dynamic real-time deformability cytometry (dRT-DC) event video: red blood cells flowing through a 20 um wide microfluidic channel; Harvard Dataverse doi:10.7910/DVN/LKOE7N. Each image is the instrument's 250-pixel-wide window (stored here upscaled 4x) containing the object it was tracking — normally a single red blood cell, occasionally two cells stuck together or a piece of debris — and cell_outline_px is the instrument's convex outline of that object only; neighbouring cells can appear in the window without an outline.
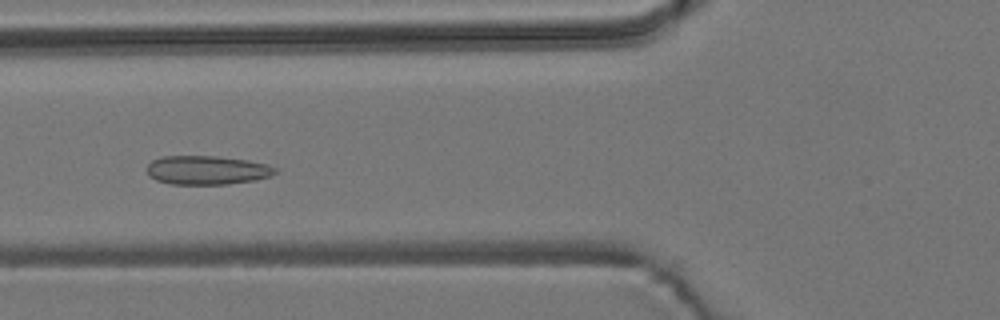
{"species": "common noctule bat (a hibernating species)", "species_latin": "Nyctalus noctula", "temperature_condition": "room temperature", "stored_images_in_passage": 52, "camera_frame_rate_fps": 3000, "um_per_image_px": 0.085, "animal": {"sex": "male", "body_mass_g": 19.2, "forearm_length_mm": 51.8}, "frame": {"image": 1, "passage_image": 18, "time_ms": 5.667, "image_size_px": [1000, 320], "cell_outline_px": [[276, 172], [272, 176], [256, 180], [228, 184], [172, 184], [156, 180], [148, 176], [148, 164], [152, 160], [160, 156], [216, 156], [248, 160], [268, 164], [276, 168]], "centroid_in_image_um": [17.61, 14.46], "position_along_channel_um": 108.2, "area_um2": 21.73}}
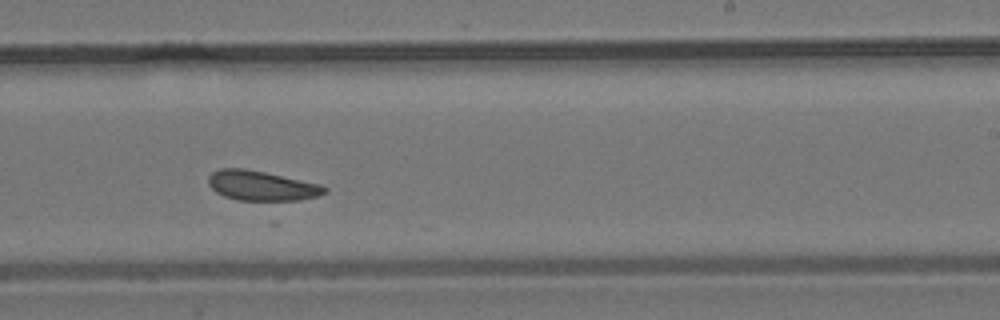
{"frame": {"image": 2, "passage_image": 31, "time_ms": 10.0, "image_size_px": [1000, 320], "cell_outline_px": [[328, 192], [316, 196], [300, 200], [276, 204], [272, 204], [236, 200], [224, 196], [216, 192], [208, 184], [208, 176], [212, 172], [220, 168], [244, 168], [324, 184], [328, 188]], "centroid_in_image_um": [22.29, 15.84], "position_along_channel_um": 266.7, "area_um2": 21.33}}
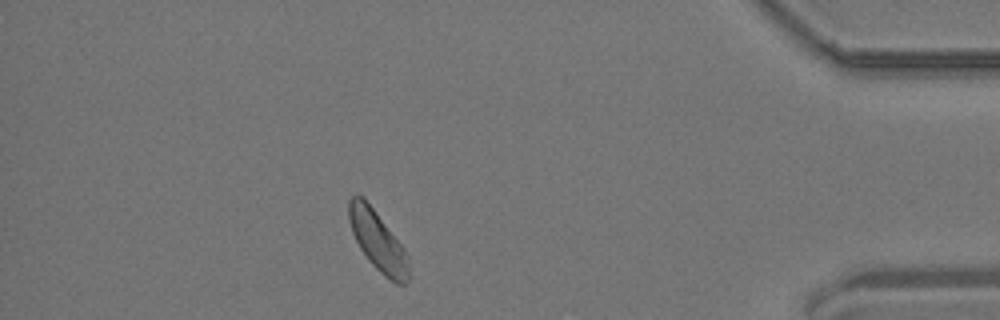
{"frame": {"image": 3, "passage_image": 46, "time_ms": 15.0, "image_size_px": [1000, 320], "cell_outline_px": [[412, 276], [404, 284], [396, 284], [384, 276], [368, 260], [360, 248], [352, 232], [348, 220], [348, 200], [356, 192], [364, 196], [400, 244], [408, 256]], "centroid_in_image_um": [32.11, 20.48], "position_along_channel_um": 403.1, "area_um2": 21.04}}